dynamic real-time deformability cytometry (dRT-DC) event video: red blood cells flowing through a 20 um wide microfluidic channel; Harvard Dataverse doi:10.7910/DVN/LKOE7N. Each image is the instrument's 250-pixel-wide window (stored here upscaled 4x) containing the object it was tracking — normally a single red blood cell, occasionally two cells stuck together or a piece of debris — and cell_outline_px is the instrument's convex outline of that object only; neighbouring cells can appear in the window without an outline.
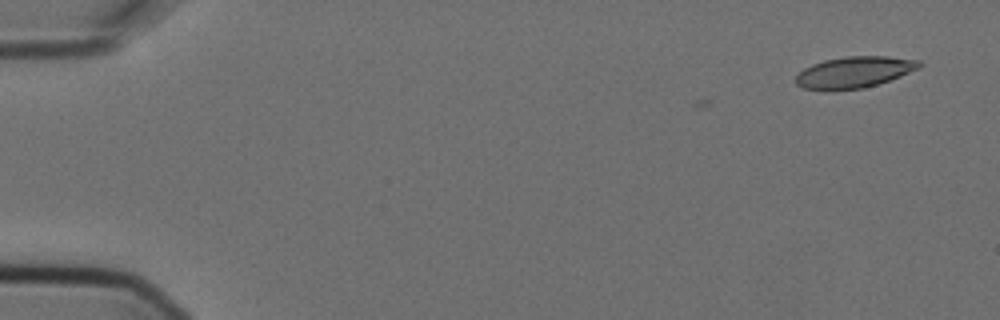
{"species": "Egyptian fruit bat (a non-hibernating species)", "species_latin": "Rousettus aegyptiacus", "temperature_condition": "cold", "stored_images_in_passage": 3, "camera_frame_rate_fps": 3000, "um_per_image_px": 0.085, "animal": {"sex": "female"}, "frame": {"image": 1, "passage_image": 3, "time_ms": 0.667, "image_size_px": [1000, 320], "cell_outline_px": [[924, 64], [920, 68], [900, 76], [864, 88], [832, 92], [824, 92], [804, 88], [796, 84], [796, 76], [804, 68], [812, 64], [824, 60], [848, 56], [888, 56], [920, 60]], "centroid_in_image_um": [72.59, 6.16], "position_along_channel_um": 12.4, "area_um2": 22.95}}